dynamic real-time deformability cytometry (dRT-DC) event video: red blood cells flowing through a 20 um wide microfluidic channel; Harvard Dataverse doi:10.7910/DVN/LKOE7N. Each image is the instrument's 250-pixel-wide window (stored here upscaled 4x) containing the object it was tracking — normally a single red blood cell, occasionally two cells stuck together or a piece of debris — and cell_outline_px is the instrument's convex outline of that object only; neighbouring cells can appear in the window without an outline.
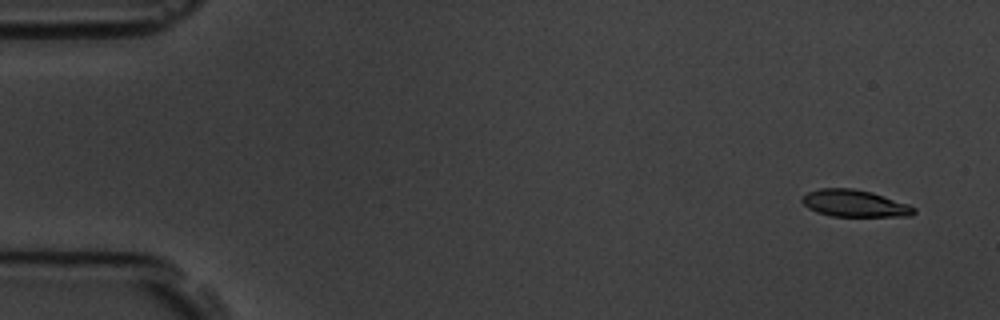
{"species": "common noctule bat (a hibernating species)", "species_latin": "Nyctalus noctula", "temperature_condition": "room temperature", "stored_images_in_passage": 6, "camera_frame_rate_fps": 3000, "um_per_image_px": 0.085, "animal": {"sex": "male", "body_mass_g": 19.5, "forearm_length_mm": 54.6}, "frame": {"image": 1, "passage_image": 1, "time_ms": 0.0, "image_size_px": [1000, 320], "cell_outline_px": [[916, 212], [912, 216], [832, 216], [816, 212], [808, 208], [800, 200], [808, 192], [820, 188], [852, 188], [872, 192], [908, 204], [916, 208]], "centroid_in_image_um": [72.65, 17.29], "position_along_channel_um": 12.4, "area_um2": 17.57}}
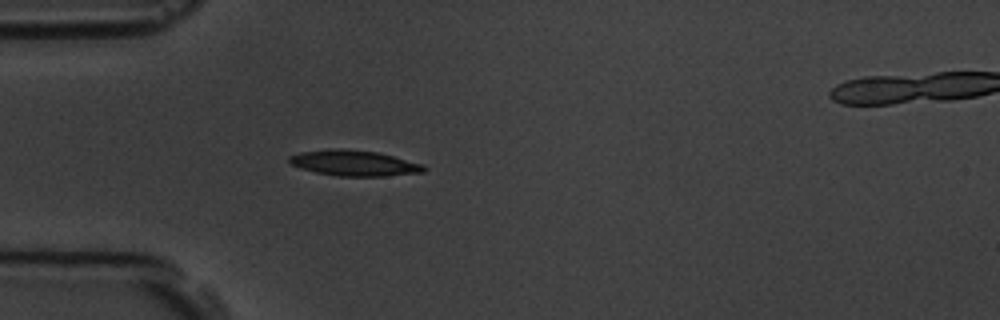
{"frame": {"image": 2, "passage_image": 5, "time_ms": 4.333, "image_size_px": [1000, 320], "cell_outline_px": [[424, 172], [384, 176], [336, 176], [316, 172], [300, 168], [292, 164], [288, 160], [288, 156], [300, 152], [332, 148], [340, 148], [376, 152], [424, 164]], "centroid_in_image_um": [30.06, 13.86], "position_along_channel_um": 54.9, "area_um2": 20.0}}